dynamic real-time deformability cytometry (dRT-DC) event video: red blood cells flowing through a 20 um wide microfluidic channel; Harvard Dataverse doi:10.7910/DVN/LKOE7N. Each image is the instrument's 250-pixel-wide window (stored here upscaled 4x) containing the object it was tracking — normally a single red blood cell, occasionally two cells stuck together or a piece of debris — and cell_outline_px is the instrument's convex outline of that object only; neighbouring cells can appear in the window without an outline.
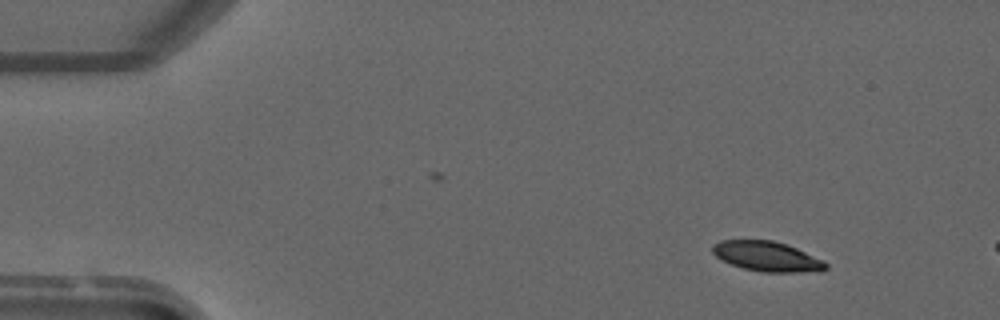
{"species": "common noctule bat (a hibernating species)", "species_latin": "Nyctalus noctula", "temperature_condition": "warm", "stored_images_in_passage": 3, "camera_frame_rate_fps": 3000, "um_per_image_px": 0.085, "animal": {"sex": "male", "forearm_length_mm": 52.5}, "frame": {"image": 1, "passage_image": 1, "time_ms": 0.0, "image_size_px": [1000, 320], "cell_outline_px": [[828, 268], [820, 272], [760, 272], [744, 268], [732, 264], [716, 256], [712, 252], [712, 244], [720, 240], [772, 240], [788, 244], [824, 260], [828, 264]], "centroid_in_image_um": [65.25, 21.79], "position_along_channel_um": 19.8, "area_um2": 19.94}}